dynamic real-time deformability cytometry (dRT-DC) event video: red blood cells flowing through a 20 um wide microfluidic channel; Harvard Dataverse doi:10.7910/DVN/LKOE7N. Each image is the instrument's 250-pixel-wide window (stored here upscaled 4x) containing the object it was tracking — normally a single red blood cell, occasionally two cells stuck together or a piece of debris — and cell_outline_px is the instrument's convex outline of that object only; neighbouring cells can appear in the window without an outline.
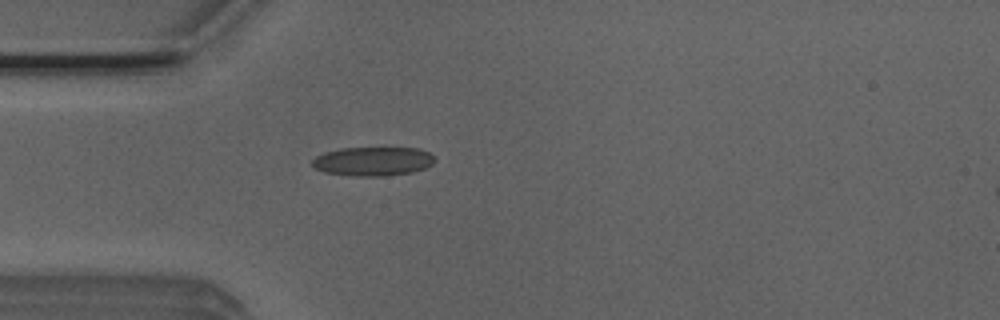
{"species": "Egyptian fruit bat (a non-hibernating species)", "species_latin": "Rousettus aegyptiacus", "temperature_condition": "room temperature", "stored_images_in_passage": 38, "camera_frame_rate_fps": 3000, "um_per_image_px": 0.085, "animal": {"sex": "male"}, "frame": {"image": 1, "passage_image": 1, "time_ms": 0.0, "image_size_px": [1000, 320], "cell_outline_px": [[432, 164], [424, 168], [412, 172], [384, 176], [348, 176], [324, 172], [316, 168], [312, 164], [312, 160], [316, 156], [324, 152], [344, 148], [420, 148], [428, 152], [432, 156]], "centroid_in_image_um": [31.66, 13.71], "position_along_channel_um": 53.3, "area_um2": 20.58}}
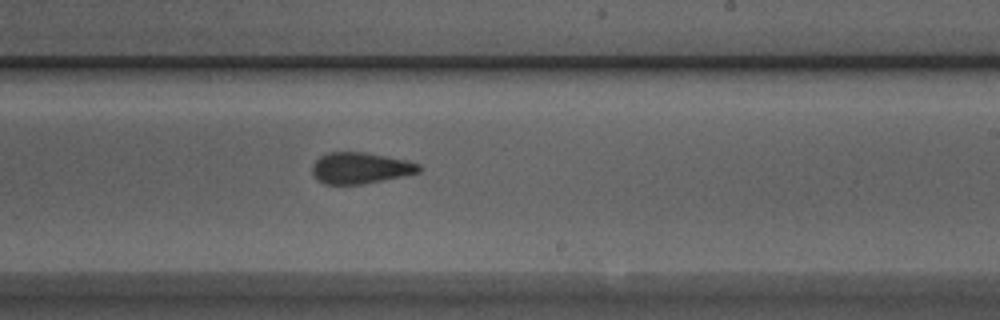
{"frame": {"image": 2, "passage_image": 17, "time_ms": 5.333, "image_size_px": [1000, 320], "cell_outline_px": [[420, 172], [404, 176], [364, 184], [324, 184], [316, 180], [312, 176], [312, 164], [320, 156], [328, 152], [364, 152], [408, 160], [420, 164]], "centroid_in_image_um": [30.61, 14.29], "position_along_channel_um": 258.4, "area_um2": 19.65}}
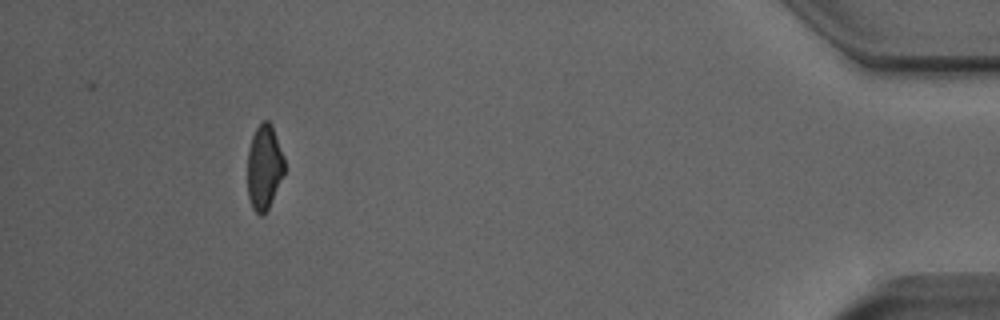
{"frame": {"image": 3, "passage_image": 34, "time_ms": 11.0, "image_size_px": [1000, 320], "cell_outline_px": [[284, 172], [268, 208], [264, 216], [260, 216], [252, 208], [248, 196], [248, 148], [252, 136], [256, 128], [264, 120], [268, 120], [272, 124], [284, 156]], "centroid_in_image_um": [22.45, 14.2], "position_along_channel_um": 412.7, "area_um2": 18.21}, "authors_computed_cell_mechanics": {"area_um2": 19.9121, "velocity_mm_per_s": 3.9454, "shape_relaxation_time_tau1_ms": null, "shape_relaxation_time_tau2_ms": 1.9778, "deformation_change_tau1": null, "deformation_change_tau2": 0.1056}}